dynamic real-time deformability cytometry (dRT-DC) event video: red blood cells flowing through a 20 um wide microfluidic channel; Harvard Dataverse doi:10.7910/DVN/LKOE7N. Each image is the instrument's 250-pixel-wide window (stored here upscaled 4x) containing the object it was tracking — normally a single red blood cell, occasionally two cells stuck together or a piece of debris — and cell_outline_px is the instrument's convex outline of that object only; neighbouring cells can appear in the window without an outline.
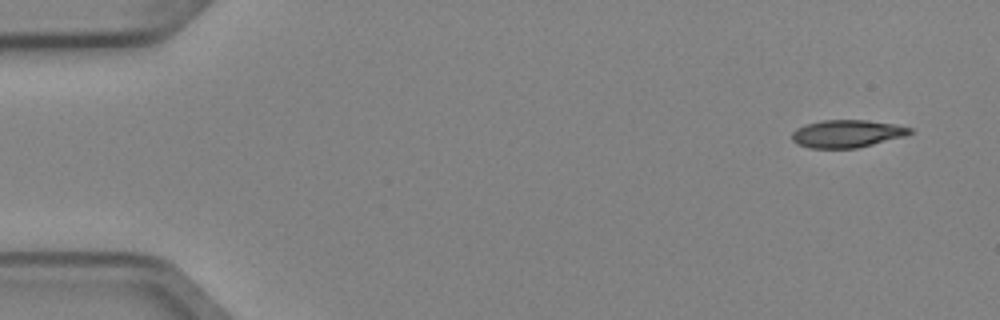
{"species": "Egyptian fruit bat (a non-hibernating species)", "species_latin": "Rousettus aegyptiacus", "temperature_condition": "cold", "stored_images_in_passage": 2, "camera_frame_rate_fps": 3000, "um_per_image_px": 0.085, "animal": {"sex": "female"}, "frame": {"image": 1, "passage_image": 1, "time_ms": 0.0, "image_size_px": [1000, 320], "cell_outline_px": [[912, 132], [908, 136], [856, 148], [808, 148], [796, 144], [792, 140], [792, 132], [796, 128], [804, 124], [820, 120], [864, 120], [896, 124], [912, 128]], "centroid_in_image_um": [71.98, 11.36], "position_along_channel_um": 13.0, "area_um2": 19.25}}